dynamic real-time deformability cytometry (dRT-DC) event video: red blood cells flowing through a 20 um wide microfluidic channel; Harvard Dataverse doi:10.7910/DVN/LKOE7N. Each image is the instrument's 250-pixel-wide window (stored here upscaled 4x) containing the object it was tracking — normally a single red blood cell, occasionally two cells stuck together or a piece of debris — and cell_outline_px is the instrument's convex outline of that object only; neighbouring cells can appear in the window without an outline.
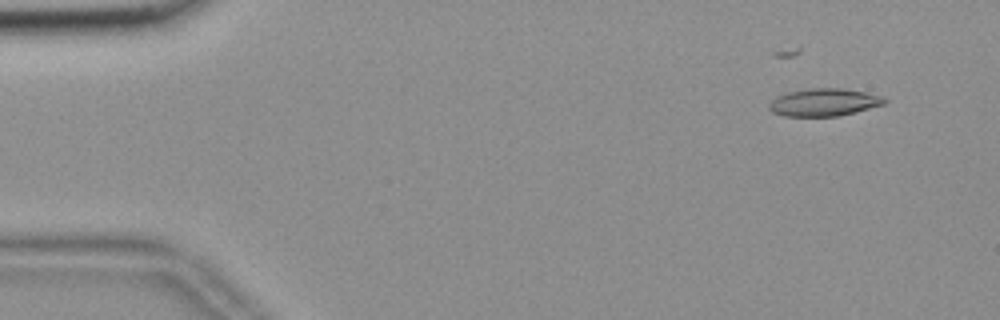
{"species": "common noctule bat (a hibernating species)", "species_latin": "Nyctalus noctula", "temperature_condition": "room temperature", "stored_images_in_passage": 51, "camera_frame_rate_fps": 3000, "um_per_image_px": 0.085, "animal": {"sex": "female", "body_mass_g": 18.4}, "frame": {"image": 1, "passage_image": 1, "time_ms": 0.0, "image_size_px": [1000, 320], "cell_outline_px": [[888, 100], [884, 104], [856, 112], [840, 116], [784, 116], [772, 112], [768, 108], [768, 104], [776, 96], [788, 92], [808, 88], [840, 88], [864, 92], [880, 96]], "centroid_in_image_um": [70.01, 8.7], "position_along_channel_um": 15.0, "area_um2": 18.55}}
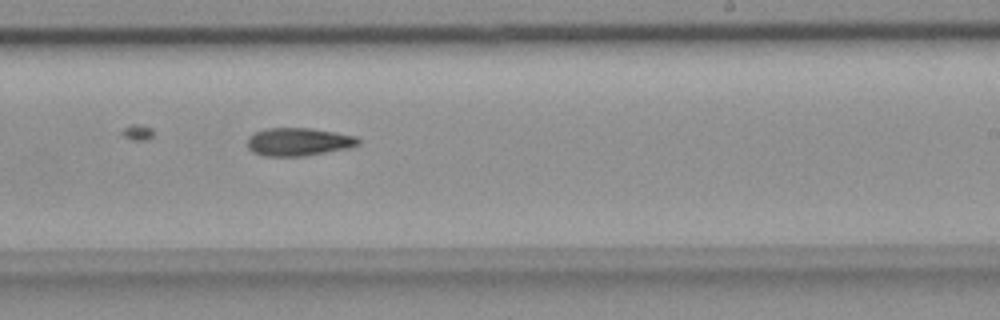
{"frame": {"image": 2, "passage_image": 30, "time_ms": 9.667, "image_size_px": [1000, 320], "cell_outline_px": [[360, 144], [348, 148], [304, 156], [264, 156], [252, 152], [248, 148], [248, 136], [264, 128], [312, 128], [356, 136], [360, 140]], "centroid_in_image_um": [25.36, 12.05], "position_along_channel_um": 263.6, "area_um2": 18.15}}
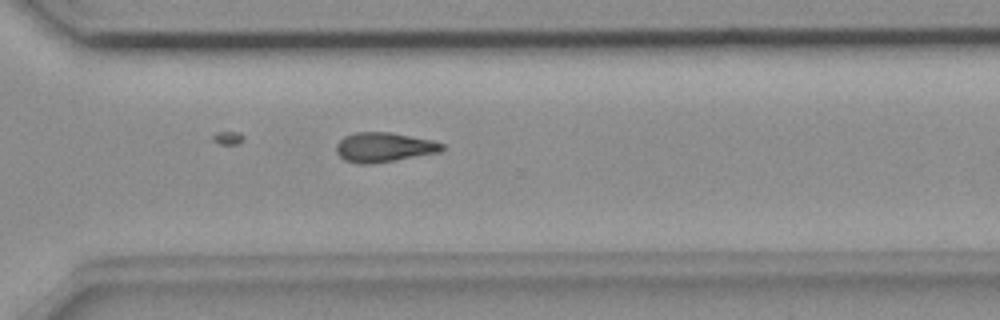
{"frame": {"image": 3, "passage_image": 36, "time_ms": 11.667, "image_size_px": [1000, 320], "cell_outline_px": [[444, 148], [440, 152], [396, 160], [372, 164], [356, 164], [344, 160], [336, 152], [336, 144], [344, 136], [356, 132], [388, 132], [432, 140], [444, 144]], "centroid_in_image_um": [32.61, 12.52], "position_along_channel_um": 338.0, "area_um2": 18.26}}